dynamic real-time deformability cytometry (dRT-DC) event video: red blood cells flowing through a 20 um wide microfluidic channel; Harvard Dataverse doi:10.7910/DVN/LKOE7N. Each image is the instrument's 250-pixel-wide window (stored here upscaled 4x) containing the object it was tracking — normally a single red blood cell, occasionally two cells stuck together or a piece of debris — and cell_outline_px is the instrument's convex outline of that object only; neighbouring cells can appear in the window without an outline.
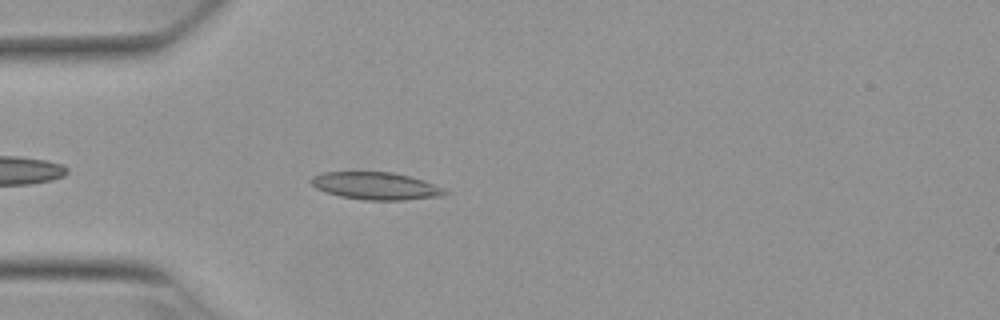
{"species": "Egyptian fruit bat (a non-hibernating species)", "species_latin": "Rousettus aegyptiacus", "temperature_condition": "warm", "stored_images_in_passage": 37, "camera_frame_rate_fps": 3000, "um_per_image_px": 0.085, "animal": {"sex": "female"}, "frame": {"image": 1, "passage_image": 5, "time_ms": 1.333, "image_size_px": [1000, 320], "cell_outline_px": [[448, 192], [444, 196], [404, 200], [364, 200], [340, 196], [316, 188], [308, 180], [312, 176], [324, 172], [392, 172], [424, 180], [444, 188]], "centroid_in_image_um": [31.96, 15.8], "position_along_channel_um": 53.0, "area_um2": 21.39}}
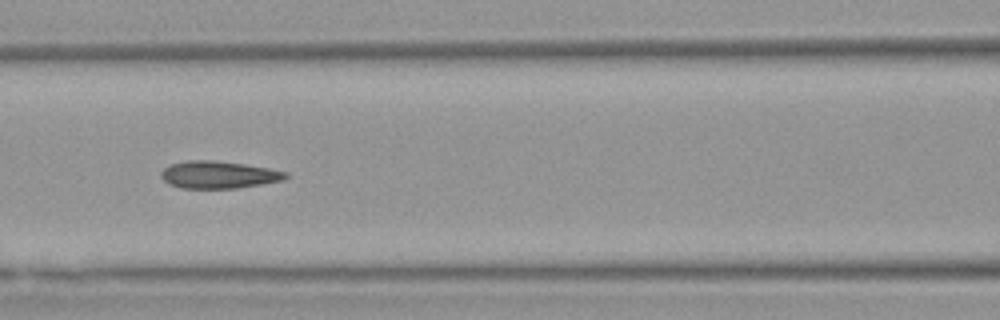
{"frame": {"image": 2, "passage_image": 13, "time_ms": 4.0, "image_size_px": [1000, 320], "cell_outline_px": [[288, 176], [284, 180], [236, 188], [180, 188], [168, 184], [160, 176], [160, 172], [164, 168], [172, 164], [188, 160], [216, 160], [244, 164], [268, 168], [288, 172]], "centroid_in_image_um": [18.56, 14.85], "position_along_channel_um": 148.0, "area_um2": 19.83}}
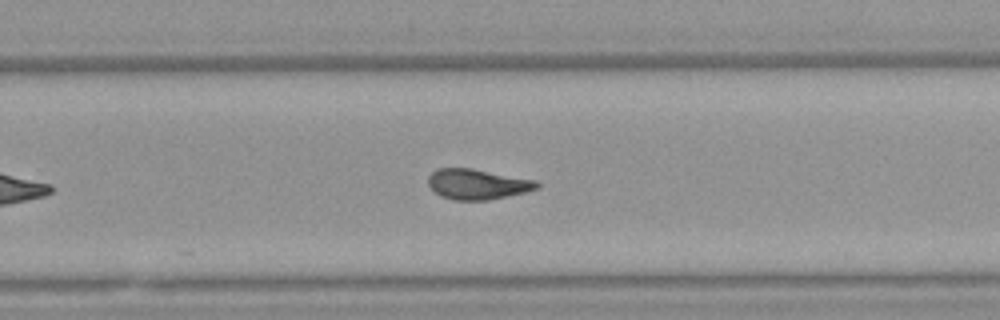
{"frame": {"image": 3, "passage_image": 24, "time_ms": 7.667, "image_size_px": [1000, 320], "cell_outline_px": [[540, 188], [524, 192], [488, 200], [452, 200], [440, 196], [428, 184], [428, 176], [436, 168], [472, 168], [536, 180], [540, 184]], "centroid_in_image_um": [40.57, 15.65], "position_along_channel_um": 289.2, "area_um2": 19.25}, "authors_computed_cell_mechanics": {"area_um2": 19.4786, "velocity_mm_per_s": 3.8754, "shape_relaxation_time_tau1_ms": 8.9103, "shape_relaxation_time_tau2_ms": 1.4773, "deformation_change_tau1": 0.2397, "deformation_change_tau2": 0.0823}}